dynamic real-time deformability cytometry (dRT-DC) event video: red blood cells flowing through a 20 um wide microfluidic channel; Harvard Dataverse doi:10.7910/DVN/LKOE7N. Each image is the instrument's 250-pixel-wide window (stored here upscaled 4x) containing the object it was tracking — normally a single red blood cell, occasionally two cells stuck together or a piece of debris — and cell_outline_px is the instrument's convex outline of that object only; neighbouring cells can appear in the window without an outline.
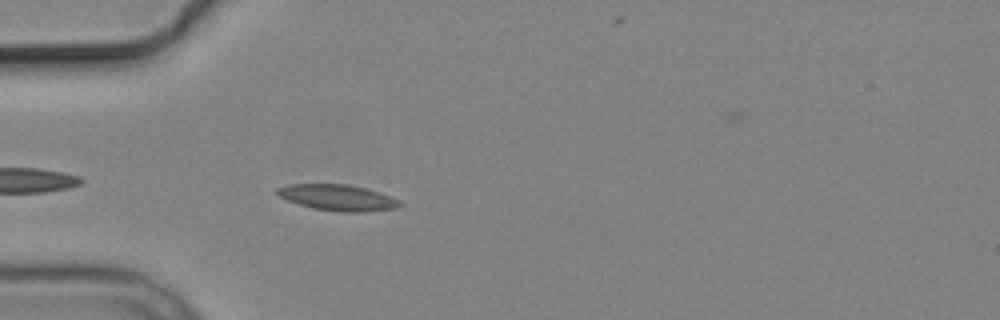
{"species": "common noctule bat (a hibernating species)", "species_latin": "Nyctalus noctula", "temperature_condition": "cold", "stored_images_in_passage": 5, "camera_frame_rate_fps": 3000, "um_per_image_px": 0.085, "animal": {"sex": "male", "body_mass_g": 19.2, "forearm_length_mm": 51.8}, "frame": {"image": 1, "passage_image": 4, "time_ms": 3.667, "image_size_px": [1000, 320], "cell_outline_px": [[404, 204], [396, 208], [364, 212], [336, 212], [312, 208], [288, 200], [280, 196], [276, 192], [276, 188], [288, 184], [348, 184], [380, 192], [392, 196], [400, 200]], "centroid_in_image_um": [28.75, 16.8], "position_along_channel_um": 56.3, "area_um2": 18.73}}